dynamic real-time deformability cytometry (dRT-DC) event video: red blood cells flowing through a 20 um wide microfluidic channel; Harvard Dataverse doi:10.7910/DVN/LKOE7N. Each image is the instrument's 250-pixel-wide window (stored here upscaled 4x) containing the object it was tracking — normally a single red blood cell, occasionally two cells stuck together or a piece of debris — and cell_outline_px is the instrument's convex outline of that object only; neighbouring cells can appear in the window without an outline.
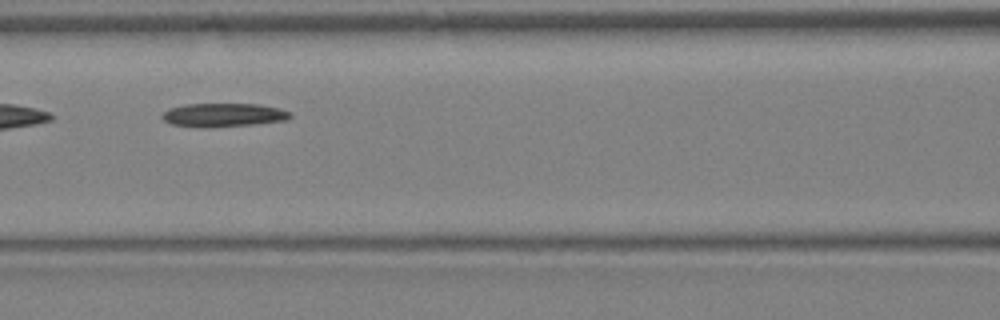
{"species": "Egyptian fruit bat (a non-hibernating species)", "species_latin": "Rousettus aegyptiacus", "temperature_condition": "warm", "stored_images_in_passage": 30, "segment_of_instrument_passage": [2, 2], "camera_frame_rate_fps": 3000, "um_per_image_px": 0.085, "animal": {"sex": "female"}, "frame": {"image": 1, "passage_image": 12, "time_ms": 3.667, "image_size_px": [1000, 320], "cell_outline_px": [[292, 116], [288, 120], [252, 124], [204, 128], [196, 128], [172, 124], [164, 120], [160, 116], [168, 108], [184, 104], [256, 104], [280, 108], [292, 112]], "centroid_in_image_um": [18.98, 9.78], "position_along_channel_um": 147.6, "area_um2": 17.8}}
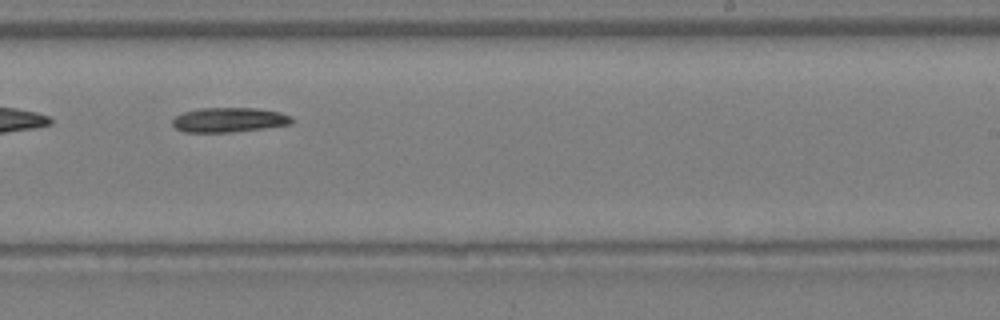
{"frame": {"image": 2, "passage_image": 18, "time_ms": 5.667, "image_size_px": [1000, 320], "cell_outline_px": [[292, 124], [264, 128], [232, 132], [184, 132], [176, 128], [172, 124], [172, 120], [176, 116], [184, 112], [200, 108], [256, 108], [280, 112], [292, 116]], "centroid_in_image_um": [19.48, 10.19], "position_along_channel_um": 269.5, "area_um2": 17.11}}
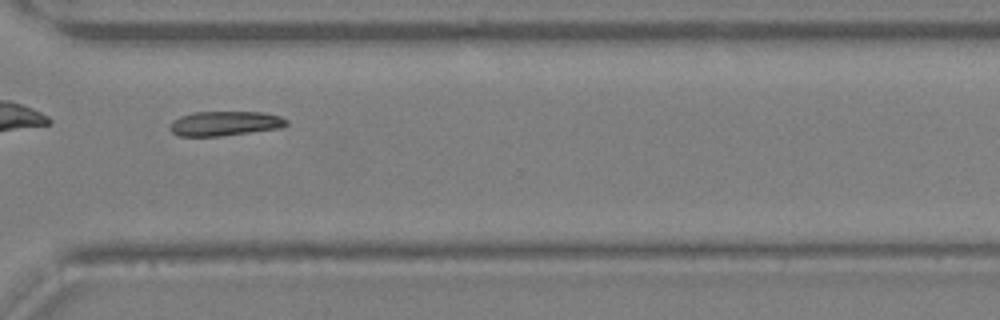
{"frame": {"image": 3, "passage_image": 22, "time_ms": 7.0, "image_size_px": [1000, 320], "cell_outline_px": [[288, 124], [280, 128], [220, 136], [180, 136], [172, 132], [168, 128], [172, 120], [180, 116], [192, 112], [264, 112], [280, 116], [288, 120]], "centroid_in_image_um": [19.1, 10.49], "position_along_channel_um": 351.5, "area_um2": 16.76}}